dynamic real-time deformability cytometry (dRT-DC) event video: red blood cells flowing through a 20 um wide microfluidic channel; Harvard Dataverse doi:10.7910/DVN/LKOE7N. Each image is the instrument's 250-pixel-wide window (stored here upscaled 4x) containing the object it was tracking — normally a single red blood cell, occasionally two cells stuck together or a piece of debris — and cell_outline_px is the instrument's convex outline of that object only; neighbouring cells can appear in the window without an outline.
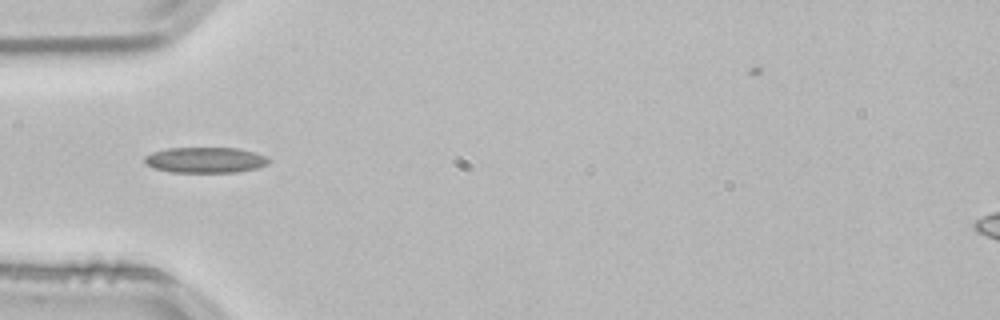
{"species": "common noctule bat (a hibernating species)", "species_latin": "Nyctalus noctula", "temperature_condition": "room temperature", "stored_images_in_passage": 35, "camera_frame_rate_fps": 3000, "um_per_image_px": 0.085, "animal": {"sex": "male", "body_mass_g": 21.5, "forearm_length_mm": 52.0}, "frame": {"image": 1, "passage_image": 1, "time_ms": 0.0, "image_size_px": [1000, 320], "cell_outline_px": [[272, 160], [268, 164], [256, 168], [236, 172], [172, 172], [152, 168], [144, 160], [144, 156], [152, 152], [168, 148], [236, 148], [252, 152], [264, 156]], "centroid_in_image_um": [17.43, 13.6], "position_along_channel_um": 67.6, "area_um2": 18.44}}
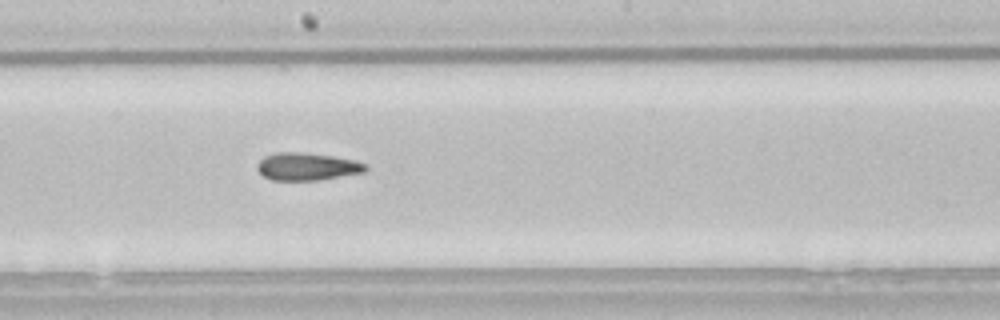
{"frame": {"image": 2, "passage_image": 13, "time_ms": 4.0, "image_size_px": [1000, 320], "cell_outline_px": [[368, 168], [364, 172], [320, 180], [272, 180], [264, 176], [256, 168], [256, 164], [264, 156], [276, 152], [300, 152], [332, 156], [356, 160], [364, 164]], "centroid_in_image_um": [26.08, 14.15], "position_along_channel_um": 222.1, "area_um2": 17.4}}
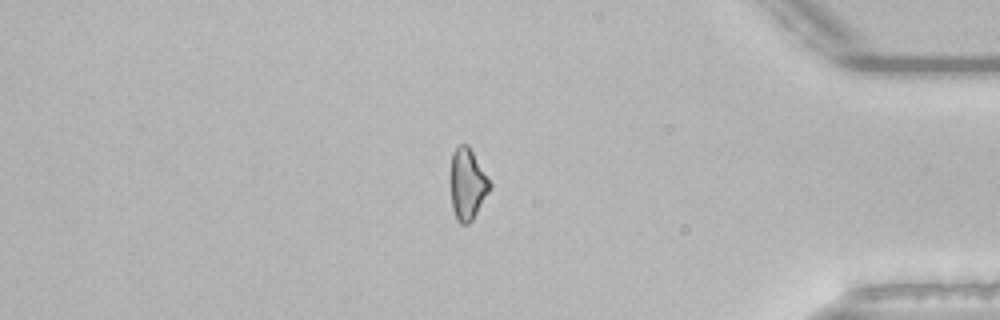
{"frame": {"image": 3, "passage_image": 29, "time_ms": 9.333, "image_size_px": [1000, 320], "cell_outline_px": [[492, 188], [472, 220], [468, 224], [460, 224], [456, 220], [452, 208], [448, 176], [452, 152], [456, 144], [468, 144], [492, 184]], "centroid_in_image_um": [39.69, 15.63], "position_along_channel_um": 395.5, "area_um2": 17.05}}